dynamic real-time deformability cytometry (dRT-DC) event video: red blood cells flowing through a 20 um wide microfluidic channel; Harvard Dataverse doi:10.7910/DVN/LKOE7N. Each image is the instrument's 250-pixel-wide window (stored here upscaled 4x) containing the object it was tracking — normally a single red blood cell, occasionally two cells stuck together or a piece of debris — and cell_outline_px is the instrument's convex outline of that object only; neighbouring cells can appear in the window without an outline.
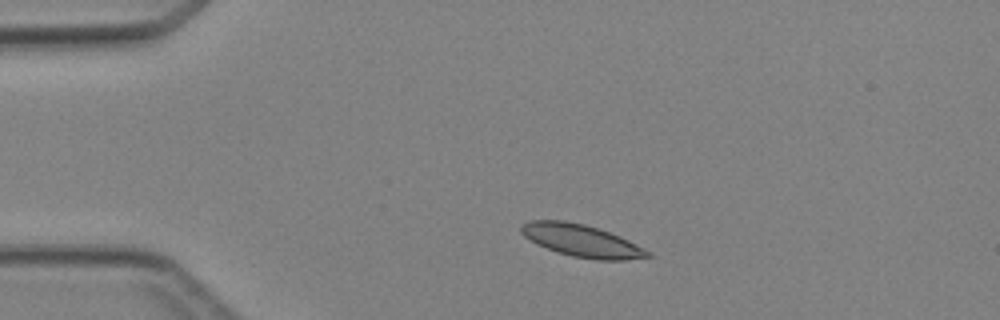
{"species": "Egyptian fruit bat (a non-hibernating species)", "species_latin": "Rousettus aegyptiacus", "temperature_condition": "cold", "stored_images_in_passage": 2, "camera_frame_rate_fps": 3000, "um_per_image_px": 0.085, "animal": {"sex": "female"}, "frame": {"image": 1, "passage_image": 1, "time_ms": 0.0, "image_size_px": [1000, 320], "cell_outline_px": [[652, 256], [624, 260], [596, 260], [572, 256], [556, 252], [536, 244], [524, 236], [520, 232], [520, 224], [532, 220], [564, 220], [584, 224], [620, 236], [652, 252]], "centroid_in_image_um": [49.41, 20.46], "position_along_channel_um": 35.6, "area_um2": 23.87}}